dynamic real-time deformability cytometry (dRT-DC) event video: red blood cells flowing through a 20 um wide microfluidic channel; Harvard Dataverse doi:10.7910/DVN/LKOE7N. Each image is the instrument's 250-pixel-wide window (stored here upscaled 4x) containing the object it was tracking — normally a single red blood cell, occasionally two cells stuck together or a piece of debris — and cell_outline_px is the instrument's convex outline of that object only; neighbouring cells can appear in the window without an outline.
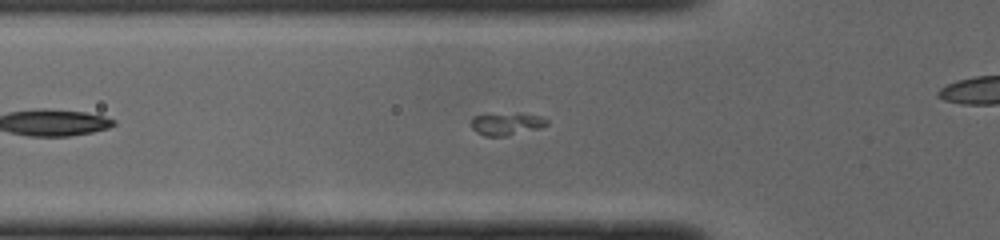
{"species": "common noctule bat (a hibernating species)", "species_latin": "Nyctalus noctula", "temperature_condition": "cold", "stored_images_in_passage": 44, "camera_frame_rate_fps": 3000, "um_per_image_px": 0.085, "animal": {"sex": "male", "body_mass_g": 19.0, "forearm_length_mm": 50.8}, "frame": {"image": 1, "passage_image": 10, "time_ms": 3.0, "image_size_px": [1000, 240], "cell_outline_px": [[548, 124], [540, 128], [508, 136], [484, 136], [476, 132], [472, 128], [472, 116], [484, 112], [520, 112], [540, 116], [548, 120]], "centroid_in_image_um": [43.02, 10.48], "position_along_channel_um": 82.8, "area_um2": 10.58}}
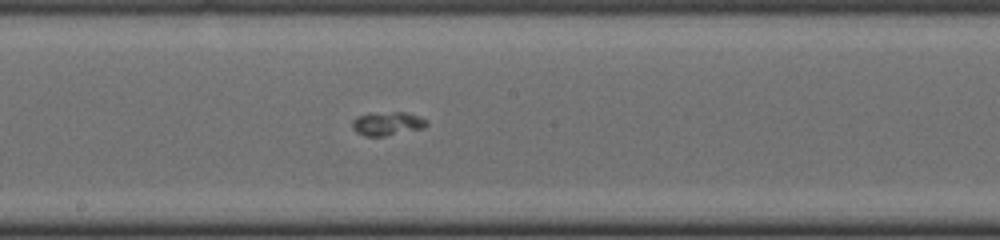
{"frame": {"image": 2, "passage_image": 20, "time_ms": 6.333, "image_size_px": [1000, 240], "cell_outline_px": [[428, 124], [424, 128], [384, 136], [364, 136], [356, 132], [352, 128], [352, 120], [356, 116], [396, 112], [408, 112], [420, 116], [428, 120]], "centroid_in_image_um": [32.96, 10.52], "position_along_channel_um": 215.2, "area_um2": 10.17}}